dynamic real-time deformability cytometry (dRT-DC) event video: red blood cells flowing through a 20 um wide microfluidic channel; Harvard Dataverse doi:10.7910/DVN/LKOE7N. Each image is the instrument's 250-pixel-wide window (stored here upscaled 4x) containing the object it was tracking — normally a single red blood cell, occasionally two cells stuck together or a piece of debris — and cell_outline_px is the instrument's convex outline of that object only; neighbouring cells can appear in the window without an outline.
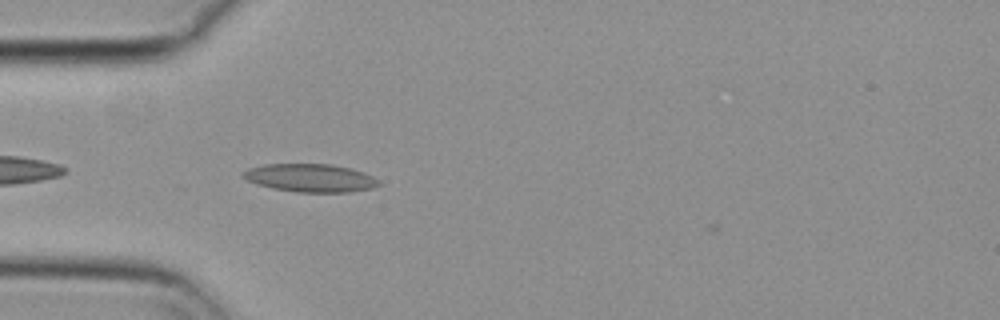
{"species": "common noctule bat (a hibernating species)", "species_latin": "Nyctalus noctula", "temperature_condition": "cold", "stored_images_in_passage": 5, "camera_frame_rate_fps": 3000, "um_per_image_px": 0.085, "animal": {"sex": "female", "body_mass_g": 29.2, "forearm_length_mm": 56.3}, "frame": {"image": 1, "passage_image": 4, "time_ms": 1.0, "image_size_px": [1000, 320], "cell_outline_px": [[380, 184], [372, 188], [348, 192], [296, 192], [272, 188], [256, 184], [240, 176], [240, 172], [248, 168], [264, 164], [332, 164], [352, 168], [364, 172], [380, 180]], "centroid_in_image_um": [26.36, 15.11], "position_along_channel_um": 58.6, "area_um2": 22.43}}